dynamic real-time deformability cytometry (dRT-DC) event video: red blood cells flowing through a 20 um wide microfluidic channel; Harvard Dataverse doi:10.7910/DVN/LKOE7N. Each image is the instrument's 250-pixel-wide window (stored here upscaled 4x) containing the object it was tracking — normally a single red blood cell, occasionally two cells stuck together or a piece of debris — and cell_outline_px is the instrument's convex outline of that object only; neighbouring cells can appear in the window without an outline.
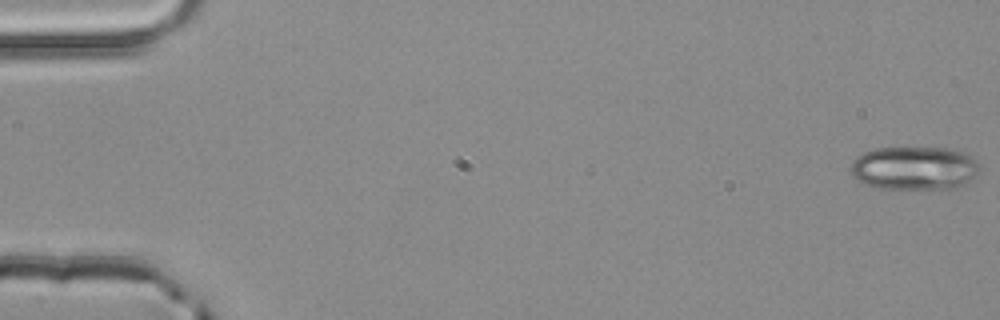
{"species": "common noctule bat (a hibernating species)", "species_latin": "Nyctalus noctula", "temperature_condition": "room temperature", "stored_images_in_passage": 4, "camera_frame_rate_fps": 3000, "um_per_image_px": 0.085, "animal": {"sex": "male", "body_mass_g": 20.4}, "frame": {"image": 1, "passage_image": 1, "time_ms": 0.0, "image_size_px": [1000, 320], "cell_outline_px": [[980, 172], [972, 180], [960, 188], [876, 188], [860, 180], [852, 172], [852, 160], [856, 156], [872, 148], [952, 148], [964, 152], [972, 156], [980, 164]], "centroid_in_image_um": [77.81, 14.27], "position_along_channel_um": 7.2, "area_um2": 32.83}}